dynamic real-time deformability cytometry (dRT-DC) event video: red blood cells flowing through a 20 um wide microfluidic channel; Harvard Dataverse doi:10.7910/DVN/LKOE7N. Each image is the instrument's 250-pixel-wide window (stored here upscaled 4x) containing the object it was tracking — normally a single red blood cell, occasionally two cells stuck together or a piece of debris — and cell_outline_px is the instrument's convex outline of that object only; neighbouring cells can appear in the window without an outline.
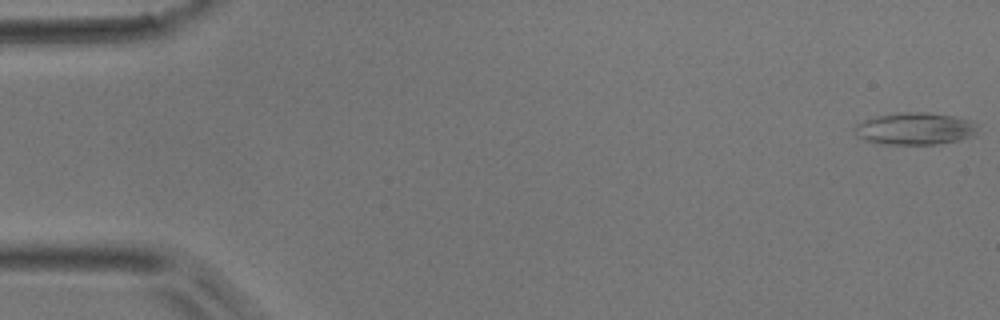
{"species": "common noctule bat (a hibernating species)", "species_latin": "Nyctalus noctula", "temperature_condition": "room temperature", "stored_images_in_passage": 10, "camera_frame_rate_fps": 3000, "um_per_image_px": 0.085, "animal": {"sex": "male", "body_mass_g": 17.9}, "frame": {"image": 1, "passage_image": 1, "time_ms": 0.0, "image_size_px": [1000, 320], "cell_outline_px": [[976, 132], [972, 136], [960, 140], [936, 144], [884, 144], [864, 140], [856, 136], [856, 124], [864, 120], [896, 112], [924, 112], [952, 116], [968, 120], [976, 124]], "centroid_in_image_um": [77.76, 10.94], "position_along_channel_um": 7.2, "area_um2": 22.77}}